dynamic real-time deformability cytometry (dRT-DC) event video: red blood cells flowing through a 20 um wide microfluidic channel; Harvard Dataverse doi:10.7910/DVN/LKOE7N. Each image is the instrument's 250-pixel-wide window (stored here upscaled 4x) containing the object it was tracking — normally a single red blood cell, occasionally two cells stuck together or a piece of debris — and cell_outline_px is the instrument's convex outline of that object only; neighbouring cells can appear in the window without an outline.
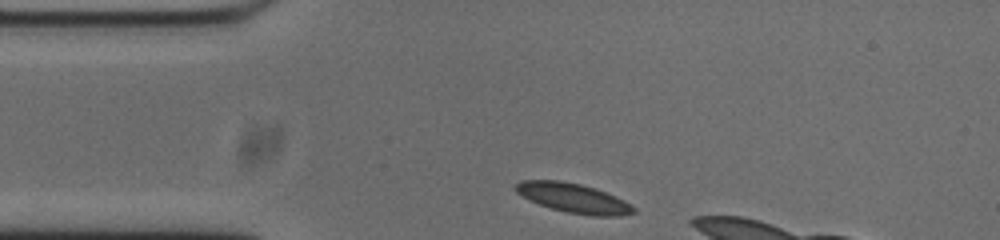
{"species": "common noctule bat (a hibernating species)", "species_latin": "Nyctalus noctula", "temperature_condition": "cold", "stored_images_in_passage": 8, "camera_frame_rate_fps": 3000, "um_per_image_px": 0.085, "animal": {"sex": "male", "body_mass_g": 20.0, "forearm_length_mm": 53.3}, "frame": {"image": 1, "passage_image": 1, "time_ms": 0.0, "image_size_px": [1000, 240], "cell_outline_px": [[636, 212], [620, 216], [592, 216], [568, 212], [552, 208], [528, 200], [516, 192], [512, 188], [520, 180], [560, 180], [580, 184], [596, 188], [624, 200], [636, 208]], "centroid_in_image_um": [48.73, 16.83], "position_along_channel_um": 36.3, "area_um2": 20.29}}
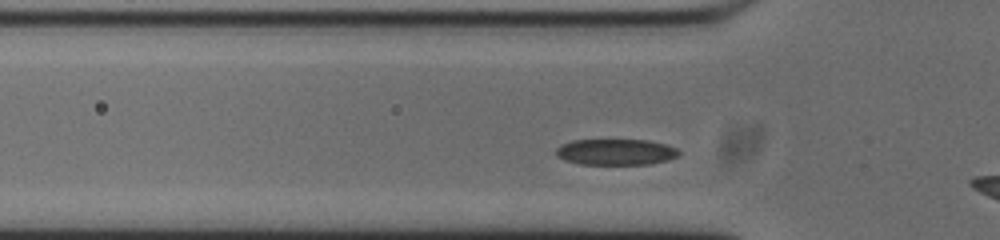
{"frame": {"image": 2, "passage_image": 6, "time_ms": 1.667, "image_size_px": [1000, 240], "cell_outline_px": [[680, 152], [676, 156], [668, 160], [652, 164], [580, 164], [564, 160], [556, 156], [556, 148], [560, 144], [572, 140], [648, 140], [664, 144], [676, 148]], "centroid_in_image_um": [52.3, 12.92], "position_along_channel_um": 73.5, "area_um2": 18.67}}